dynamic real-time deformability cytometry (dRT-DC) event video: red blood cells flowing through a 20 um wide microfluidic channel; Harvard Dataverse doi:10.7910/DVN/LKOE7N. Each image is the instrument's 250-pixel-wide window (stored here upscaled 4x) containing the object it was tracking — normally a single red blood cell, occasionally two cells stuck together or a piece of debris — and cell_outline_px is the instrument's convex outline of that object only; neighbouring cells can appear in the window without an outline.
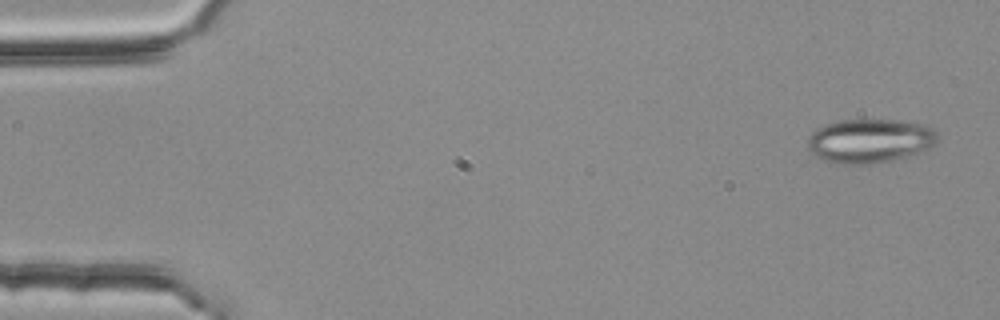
{"species": "common noctule bat (a hibernating species)", "species_latin": "Nyctalus noctula", "temperature_condition": "room temperature", "stored_images_in_passage": 5, "segment_of_instrument_passage": [1, 2], "camera_frame_rate_fps": 3000, "um_per_image_px": 0.085, "animal": {"sex": "female", "body_mass_g": 25.1}, "frame": {"image": 1, "passage_image": 1, "time_ms": 0.0, "image_size_px": [1000, 320], "cell_outline_px": [[936, 144], [928, 148], [892, 160], [864, 164], [844, 164], [824, 160], [812, 156], [808, 152], [808, 136], [816, 128], [824, 124], [840, 120], [900, 120], [924, 124], [936, 128]], "centroid_in_image_um": [73.88, 11.95], "position_along_channel_um": 11.1, "area_um2": 33.41}}